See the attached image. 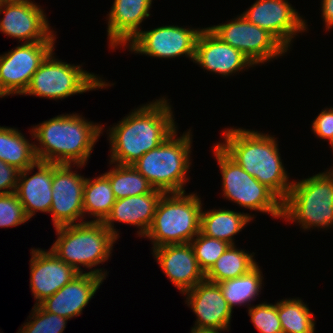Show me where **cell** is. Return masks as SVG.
Wrapping results in <instances>:
<instances>
[{
  "mask_svg": "<svg viewBox=\"0 0 333 333\" xmlns=\"http://www.w3.org/2000/svg\"><path fill=\"white\" fill-rule=\"evenodd\" d=\"M222 176L223 197L240 207L282 218V201L265 185L249 175L217 144L213 147Z\"/></svg>",
  "mask_w": 333,
  "mask_h": 333,
  "instance_id": "9",
  "label": "cell"
},
{
  "mask_svg": "<svg viewBox=\"0 0 333 333\" xmlns=\"http://www.w3.org/2000/svg\"><path fill=\"white\" fill-rule=\"evenodd\" d=\"M20 170L0 160V195L16 190Z\"/></svg>",
  "mask_w": 333,
  "mask_h": 333,
  "instance_id": "36",
  "label": "cell"
},
{
  "mask_svg": "<svg viewBox=\"0 0 333 333\" xmlns=\"http://www.w3.org/2000/svg\"><path fill=\"white\" fill-rule=\"evenodd\" d=\"M326 173L333 179V167L331 169L326 170Z\"/></svg>",
  "mask_w": 333,
  "mask_h": 333,
  "instance_id": "39",
  "label": "cell"
},
{
  "mask_svg": "<svg viewBox=\"0 0 333 333\" xmlns=\"http://www.w3.org/2000/svg\"><path fill=\"white\" fill-rule=\"evenodd\" d=\"M113 169L104 173L108 178L116 200L129 196L151 193L154 187L132 165L116 163Z\"/></svg>",
  "mask_w": 333,
  "mask_h": 333,
  "instance_id": "29",
  "label": "cell"
},
{
  "mask_svg": "<svg viewBox=\"0 0 333 333\" xmlns=\"http://www.w3.org/2000/svg\"><path fill=\"white\" fill-rule=\"evenodd\" d=\"M55 41L22 43L0 55V98L23 95L32 76L54 51Z\"/></svg>",
  "mask_w": 333,
  "mask_h": 333,
  "instance_id": "11",
  "label": "cell"
},
{
  "mask_svg": "<svg viewBox=\"0 0 333 333\" xmlns=\"http://www.w3.org/2000/svg\"><path fill=\"white\" fill-rule=\"evenodd\" d=\"M33 307L30 321L25 322L17 333H63L67 318L46 312L39 305Z\"/></svg>",
  "mask_w": 333,
  "mask_h": 333,
  "instance_id": "32",
  "label": "cell"
},
{
  "mask_svg": "<svg viewBox=\"0 0 333 333\" xmlns=\"http://www.w3.org/2000/svg\"><path fill=\"white\" fill-rule=\"evenodd\" d=\"M321 15L327 31L333 27V0H321Z\"/></svg>",
  "mask_w": 333,
  "mask_h": 333,
  "instance_id": "37",
  "label": "cell"
},
{
  "mask_svg": "<svg viewBox=\"0 0 333 333\" xmlns=\"http://www.w3.org/2000/svg\"><path fill=\"white\" fill-rule=\"evenodd\" d=\"M168 100L162 97L141 105L107 130L110 163L132 165L177 129Z\"/></svg>",
  "mask_w": 333,
  "mask_h": 333,
  "instance_id": "1",
  "label": "cell"
},
{
  "mask_svg": "<svg viewBox=\"0 0 333 333\" xmlns=\"http://www.w3.org/2000/svg\"><path fill=\"white\" fill-rule=\"evenodd\" d=\"M259 267L256 265L244 275L217 283L231 310L234 306L243 304H247V307L250 308L251 301L256 300V296L261 294L264 278Z\"/></svg>",
  "mask_w": 333,
  "mask_h": 333,
  "instance_id": "27",
  "label": "cell"
},
{
  "mask_svg": "<svg viewBox=\"0 0 333 333\" xmlns=\"http://www.w3.org/2000/svg\"><path fill=\"white\" fill-rule=\"evenodd\" d=\"M281 219L299 223L307 231L333 227V179L326 171L292 182Z\"/></svg>",
  "mask_w": 333,
  "mask_h": 333,
  "instance_id": "7",
  "label": "cell"
},
{
  "mask_svg": "<svg viewBox=\"0 0 333 333\" xmlns=\"http://www.w3.org/2000/svg\"><path fill=\"white\" fill-rule=\"evenodd\" d=\"M116 198L112 191L109 178L102 174L98 177L87 178L83 189L84 216L87 214L95 222H103L110 214Z\"/></svg>",
  "mask_w": 333,
  "mask_h": 333,
  "instance_id": "26",
  "label": "cell"
},
{
  "mask_svg": "<svg viewBox=\"0 0 333 333\" xmlns=\"http://www.w3.org/2000/svg\"><path fill=\"white\" fill-rule=\"evenodd\" d=\"M37 168V172L29 173ZM29 176V177H28ZM53 163L38 161L35 165L20 171L15 194L31 219L35 212L49 213L52 205Z\"/></svg>",
  "mask_w": 333,
  "mask_h": 333,
  "instance_id": "22",
  "label": "cell"
},
{
  "mask_svg": "<svg viewBox=\"0 0 333 333\" xmlns=\"http://www.w3.org/2000/svg\"><path fill=\"white\" fill-rule=\"evenodd\" d=\"M177 130L132 164L154 189L164 193H186L184 185L189 180L192 134L189 130L177 137Z\"/></svg>",
  "mask_w": 333,
  "mask_h": 333,
  "instance_id": "4",
  "label": "cell"
},
{
  "mask_svg": "<svg viewBox=\"0 0 333 333\" xmlns=\"http://www.w3.org/2000/svg\"><path fill=\"white\" fill-rule=\"evenodd\" d=\"M223 143H216L249 175L269 188L282 202L289 195L293 180L284 168L278 142L269 134L242 128L223 130Z\"/></svg>",
  "mask_w": 333,
  "mask_h": 333,
  "instance_id": "3",
  "label": "cell"
},
{
  "mask_svg": "<svg viewBox=\"0 0 333 333\" xmlns=\"http://www.w3.org/2000/svg\"><path fill=\"white\" fill-rule=\"evenodd\" d=\"M200 269L206 274L218 258L231 245L226 241L206 236L199 232L190 242Z\"/></svg>",
  "mask_w": 333,
  "mask_h": 333,
  "instance_id": "31",
  "label": "cell"
},
{
  "mask_svg": "<svg viewBox=\"0 0 333 333\" xmlns=\"http://www.w3.org/2000/svg\"><path fill=\"white\" fill-rule=\"evenodd\" d=\"M223 42L241 51L255 66L287 53V49L267 30L249 22L242 14L208 27Z\"/></svg>",
  "mask_w": 333,
  "mask_h": 333,
  "instance_id": "10",
  "label": "cell"
},
{
  "mask_svg": "<svg viewBox=\"0 0 333 333\" xmlns=\"http://www.w3.org/2000/svg\"><path fill=\"white\" fill-rule=\"evenodd\" d=\"M242 15L252 24L267 30L287 50L298 33L307 31L306 20L288 0H256Z\"/></svg>",
  "mask_w": 333,
  "mask_h": 333,
  "instance_id": "15",
  "label": "cell"
},
{
  "mask_svg": "<svg viewBox=\"0 0 333 333\" xmlns=\"http://www.w3.org/2000/svg\"><path fill=\"white\" fill-rule=\"evenodd\" d=\"M183 294L197 317L192 328L229 331L233 311L217 283L204 280Z\"/></svg>",
  "mask_w": 333,
  "mask_h": 333,
  "instance_id": "17",
  "label": "cell"
},
{
  "mask_svg": "<svg viewBox=\"0 0 333 333\" xmlns=\"http://www.w3.org/2000/svg\"><path fill=\"white\" fill-rule=\"evenodd\" d=\"M31 0H9L0 8V32L23 43L55 41L46 13Z\"/></svg>",
  "mask_w": 333,
  "mask_h": 333,
  "instance_id": "13",
  "label": "cell"
},
{
  "mask_svg": "<svg viewBox=\"0 0 333 333\" xmlns=\"http://www.w3.org/2000/svg\"><path fill=\"white\" fill-rule=\"evenodd\" d=\"M248 315L260 333H283L278 317V302L253 305L248 308Z\"/></svg>",
  "mask_w": 333,
  "mask_h": 333,
  "instance_id": "33",
  "label": "cell"
},
{
  "mask_svg": "<svg viewBox=\"0 0 333 333\" xmlns=\"http://www.w3.org/2000/svg\"><path fill=\"white\" fill-rule=\"evenodd\" d=\"M314 313L299 298H286L278 302V317L283 333H315Z\"/></svg>",
  "mask_w": 333,
  "mask_h": 333,
  "instance_id": "30",
  "label": "cell"
},
{
  "mask_svg": "<svg viewBox=\"0 0 333 333\" xmlns=\"http://www.w3.org/2000/svg\"><path fill=\"white\" fill-rule=\"evenodd\" d=\"M200 28L174 25L141 31L127 46L129 51L156 58H175L184 55L194 62L196 41Z\"/></svg>",
  "mask_w": 333,
  "mask_h": 333,
  "instance_id": "12",
  "label": "cell"
},
{
  "mask_svg": "<svg viewBox=\"0 0 333 333\" xmlns=\"http://www.w3.org/2000/svg\"><path fill=\"white\" fill-rule=\"evenodd\" d=\"M102 268L91 269L89 272L79 273L69 283L39 306L46 312L57 314L67 319L81 315L83 309L96 294L104 279L107 270Z\"/></svg>",
  "mask_w": 333,
  "mask_h": 333,
  "instance_id": "16",
  "label": "cell"
},
{
  "mask_svg": "<svg viewBox=\"0 0 333 333\" xmlns=\"http://www.w3.org/2000/svg\"><path fill=\"white\" fill-rule=\"evenodd\" d=\"M312 131L322 140L333 141V107L325 108L312 121Z\"/></svg>",
  "mask_w": 333,
  "mask_h": 333,
  "instance_id": "35",
  "label": "cell"
},
{
  "mask_svg": "<svg viewBox=\"0 0 333 333\" xmlns=\"http://www.w3.org/2000/svg\"><path fill=\"white\" fill-rule=\"evenodd\" d=\"M153 0H114L107 14V38L111 49L127 45L142 31L141 23L150 17ZM119 46V47H118Z\"/></svg>",
  "mask_w": 333,
  "mask_h": 333,
  "instance_id": "21",
  "label": "cell"
},
{
  "mask_svg": "<svg viewBox=\"0 0 333 333\" xmlns=\"http://www.w3.org/2000/svg\"><path fill=\"white\" fill-rule=\"evenodd\" d=\"M152 250L161 270L181 294L205 280L190 243L168 244Z\"/></svg>",
  "mask_w": 333,
  "mask_h": 333,
  "instance_id": "20",
  "label": "cell"
},
{
  "mask_svg": "<svg viewBox=\"0 0 333 333\" xmlns=\"http://www.w3.org/2000/svg\"><path fill=\"white\" fill-rule=\"evenodd\" d=\"M163 194L161 190L154 189L151 193L118 199L103 224L117 239L120 236L114 228L115 221L137 226V235L143 237L153 222L157 204Z\"/></svg>",
  "mask_w": 333,
  "mask_h": 333,
  "instance_id": "23",
  "label": "cell"
},
{
  "mask_svg": "<svg viewBox=\"0 0 333 333\" xmlns=\"http://www.w3.org/2000/svg\"><path fill=\"white\" fill-rule=\"evenodd\" d=\"M57 239L50 250L63 262L83 273L103 264L111 256L117 238L103 222L86 221L54 228Z\"/></svg>",
  "mask_w": 333,
  "mask_h": 333,
  "instance_id": "5",
  "label": "cell"
},
{
  "mask_svg": "<svg viewBox=\"0 0 333 333\" xmlns=\"http://www.w3.org/2000/svg\"><path fill=\"white\" fill-rule=\"evenodd\" d=\"M254 214L235 212L229 209H211L201 211L200 232L206 236L235 245L234 235L253 220Z\"/></svg>",
  "mask_w": 333,
  "mask_h": 333,
  "instance_id": "24",
  "label": "cell"
},
{
  "mask_svg": "<svg viewBox=\"0 0 333 333\" xmlns=\"http://www.w3.org/2000/svg\"><path fill=\"white\" fill-rule=\"evenodd\" d=\"M9 0H0V8L7 3Z\"/></svg>",
  "mask_w": 333,
  "mask_h": 333,
  "instance_id": "40",
  "label": "cell"
},
{
  "mask_svg": "<svg viewBox=\"0 0 333 333\" xmlns=\"http://www.w3.org/2000/svg\"><path fill=\"white\" fill-rule=\"evenodd\" d=\"M0 160L23 171L38 160L34 144L16 128L0 126Z\"/></svg>",
  "mask_w": 333,
  "mask_h": 333,
  "instance_id": "25",
  "label": "cell"
},
{
  "mask_svg": "<svg viewBox=\"0 0 333 333\" xmlns=\"http://www.w3.org/2000/svg\"><path fill=\"white\" fill-rule=\"evenodd\" d=\"M201 197L195 193H164L156 207L153 222L145 234L152 249L168 244L190 243L200 232Z\"/></svg>",
  "mask_w": 333,
  "mask_h": 333,
  "instance_id": "6",
  "label": "cell"
},
{
  "mask_svg": "<svg viewBox=\"0 0 333 333\" xmlns=\"http://www.w3.org/2000/svg\"><path fill=\"white\" fill-rule=\"evenodd\" d=\"M30 219L26 216L24 207L15 192L0 195V227H15L26 223Z\"/></svg>",
  "mask_w": 333,
  "mask_h": 333,
  "instance_id": "34",
  "label": "cell"
},
{
  "mask_svg": "<svg viewBox=\"0 0 333 333\" xmlns=\"http://www.w3.org/2000/svg\"><path fill=\"white\" fill-rule=\"evenodd\" d=\"M30 288L39 305L52 296L79 273L58 258L50 249L31 248Z\"/></svg>",
  "mask_w": 333,
  "mask_h": 333,
  "instance_id": "19",
  "label": "cell"
},
{
  "mask_svg": "<svg viewBox=\"0 0 333 333\" xmlns=\"http://www.w3.org/2000/svg\"><path fill=\"white\" fill-rule=\"evenodd\" d=\"M72 165L53 163L52 205L49 213L53 226L76 224L83 221V189L86 178L72 171ZM80 218V219H78Z\"/></svg>",
  "mask_w": 333,
  "mask_h": 333,
  "instance_id": "14",
  "label": "cell"
},
{
  "mask_svg": "<svg viewBox=\"0 0 333 333\" xmlns=\"http://www.w3.org/2000/svg\"><path fill=\"white\" fill-rule=\"evenodd\" d=\"M191 333H221L222 331L218 330H205V329H195L191 328Z\"/></svg>",
  "mask_w": 333,
  "mask_h": 333,
  "instance_id": "38",
  "label": "cell"
},
{
  "mask_svg": "<svg viewBox=\"0 0 333 333\" xmlns=\"http://www.w3.org/2000/svg\"><path fill=\"white\" fill-rule=\"evenodd\" d=\"M102 124L85 120L77 113L61 114L33 126L32 138L37 160L85 167L94 145L103 133Z\"/></svg>",
  "mask_w": 333,
  "mask_h": 333,
  "instance_id": "2",
  "label": "cell"
},
{
  "mask_svg": "<svg viewBox=\"0 0 333 333\" xmlns=\"http://www.w3.org/2000/svg\"><path fill=\"white\" fill-rule=\"evenodd\" d=\"M254 254L230 245L205 274V280L219 283L248 273L257 265Z\"/></svg>",
  "mask_w": 333,
  "mask_h": 333,
  "instance_id": "28",
  "label": "cell"
},
{
  "mask_svg": "<svg viewBox=\"0 0 333 333\" xmlns=\"http://www.w3.org/2000/svg\"><path fill=\"white\" fill-rule=\"evenodd\" d=\"M52 51L32 76L23 95L47 99H64L87 91L102 90L112 86L94 73L82 69V65H72L55 58ZM98 88V89H97Z\"/></svg>",
  "mask_w": 333,
  "mask_h": 333,
  "instance_id": "8",
  "label": "cell"
},
{
  "mask_svg": "<svg viewBox=\"0 0 333 333\" xmlns=\"http://www.w3.org/2000/svg\"><path fill=\"white\" fill-rule=\"evenodd\" d=\"M193 63L222 77L255 66L241 51L223 42L208 27L198 35Z\"/></svg>",
  "mask_w": 333,
  "mask_h": 333,
  "instance_id": "18",
  "label": "cell"
}]
</instances>
